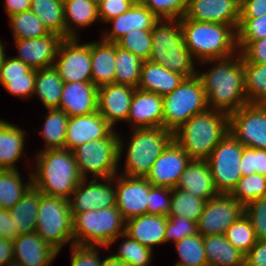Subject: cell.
<instances>
[{
  "mask_svg": "<svg viewBox=\"0 0 266 266\" xmlns=\"http://www.w3.org/2000/svg\"><path fill=\"white\" fill-rule=\"evenodd\" d=\"M203 62H217L210 71L197 73L205 90L208 109L230 114L249 104L245 93L244 62L240 52L238 56Z\"/></svg>",
  "mask_w": 266,
  "mask_h": 266,
  "instance_id": "obj_1",
  "label": "cell"
},
{
  "mask_svg": "<svg viewBox=\"0 0 266 266\" xmlns=\"http://www.w3.org/2000/svg\"><path fill=\"white\" fill-rule=\"evenodd\" d=\"M37 172L32 184L42 194L69 199L83 179L73 151L68 149L42 150L36 155Z\"/></svg>",
  "mask_w": 266,
  "mask_h": 266,
  "instance_id": "obj_2",
  "label": "cell"
},
{
  "mask_svg": "<svg viewBox=\"0 0 266 266\" xmlns=\"http://www.w3.org/2000/svg\"><path fill=\"white\" fill-rule=\"evenodd\" d=\"M228 132L229 114L207 109L178 128L174 140L192 160H207Z\"/></svg>",
  "mask_w": 266,
  "mask_h": 266,
  "instance_id": "obj_3",
  "label": "cell"
},
{
  "mask_svg": "<svg viewBox=\"0 0 266 266\" xmlns=\"http://www.w3.org/2000/svg\"><path fill=\"white\" fill-rule=\"evenodd\" d=\"M180 22L184 43L201 64L237 54V32L233 26L190 19H180Z\"/></svg>",
  "mask_w": 266,
  "mask_h": 266,
  "instance_id": "obj_4",
  "label": "cell"
},
{
  "mask_svg": "<svg viewBox=\"0 0 266 266\" xmlns=\"http://www.w3.org/2000/svg\"><path fill=\"white\" fill-rule=\"evenodd\" d=\"M150 61L179 73L185 78L197 75L191 52L187 49L181 22L178 19H159L151 30Z\"/></svg>",
  "mask_w": 266,
  "mask_h": 266,
  "instance_id": "obj_5",
  "label": "cell"
},
{
  "mask_svg": "<svg viewBox=\"0 0 266 266\" xmlns=\"http://www.w3.org/2000/svg\"><path fill=\"white\" fill-rule=\"evenodd\" d=\"M72 215L73 244L109 248L125 233L126 220L116 206Z\"/></svg>",
  "mask_w": 266,
  "mask_h": 266,
  "instance_id": "obj_6",
  "label": "cell"
},
{
  "mask_svg": "<svg viewBox=\"0 0 266 266\" xmlns=\"http://www.w3.org/2000/svg\"><path fill=\"white\" fill-rule=\"evenodd\" d=\"M127 147L123 175L146 177L156 159L174 141V133L157 128H136Z\"/></svg>",
  "mask_w": 266,
  "mask_h": 266,
  "instance_id": "obj_7",
  "label": "cell"
},
{
  "mask_svg": "<svg viewBox=\"0 0 266 266\" xmlns=\"http://www.w3.org/2000/svg\"><path fill=\"white\" fill-rule=\"evenodd\" d=\"M162 127L175 132L191 117L208 109L205 90L198 75L185 78L171 93L163 96Z\"/></svg>",
  "mask_w": 266,
  "mask_h": 266,
  "instance_id": "obj_8",
  "label": "cell"
},
{
  "mask_svg": "<svg viewBox=\"0 0 266 266\" xmlns=\"http://www.w3.org/2000/svg\"><path fill=\"white\" fill-rule=\"evenodd\" d=\"M115 130L107 137L86 142L73 150L79 173L86 179L87 172L93 178H111L117 174L122 155L123 141Z\"/></svg>",
  "mask_w": 266,
  "mask_h": 266,
  "instance_id": "obj_9",
  "label": "cell"
},
{
  "mask_svg": "<svg viewBox=\"0 0 266 266\" xmlns=\"http://www.w3.org/2000/svg\"><path fill=\"white\" fill-rule=\"evenodd\" d=\"M36 232L58 252L69 241L73 244V215L67 199L41 195Z\"/></svg>",
  "mask_w": 266,
  "mask_h": 266,
  "instance_id": "obj_10",
  "label": "cell"
},
{
  "mask_svg": "<svg viewBox=\"0 0 266 266\" xmlns=\"http://www.w3.org/2000/svg\"><path fill=\"white\" fill-rule=\"evenodd\" d=\"M243 148L228 132L208 157L207 162L219 194H231L242 177L240 161Z\"/></svg>",
  "mask_w": 266,
  "mask_h": 266,
  "instance_id": "obj_11",
  "label": "cell"
},
{
  "mask_svg": "<svg viewBox=\"0 0 266 266\" xmlns=\"http://www.w3.org/2000/svg\"><path fill=\"white\" fill-rule=\"evenodd\" d=\"M229 132L243 146L266 150V104L249 103L230 113Z\"/></svg>",
  "mask_w": 266,
  "mask_h": 266,
  "instance_id": "obj_12",
  "label": "cell"
},
{
  "mask_svg": "<svg viewBox=\"0 0 266 266\" xmlns=\"http://www.w3.org/2000/svg\"><path fill=\"white\" fill-rule=\"evenodd\" d=\"M57 56L53 67L64 83L92 82L91 42L79 45L77 38H65Z\"/></svg>",
  "mask_w": 266,
  "mask_h": 266,
  "instance_id": "obj_13",
  "label": "cell"
},
{
  "mask_svg": "<svg viewBox=\"0 0 266 266\" xmlns=\"http://www.w3.org/2000/svg\"><path fill=\"white\" fill-rule=\"evenodd\" d=\"M244 214V206L230 194H218L206 201L197 222V230L203 237L224 235L231 224Z\"/></svg>",
  "mask_w": 266,
  "mask_h": 266,
  "instance_id": "obj_14",
  "label": "cell"
},
{
  "mask_svg": "<svg viewBox=\"0 0 266 266\" xmlns=\"http://www.w3.org/2000/svg\"><path fill=\"white\" fill-rule=\"evenodd\" d=\"M86 180L80 181L68 199L72 214L116 206V186L112 185V182L116 181L115 176L102 179L104 183H99L98 178H93L88 184Z\"/></svg>",
  "mask_w": 266,
  "mask_h": 266,
  "instance_id": "obj_15",
  "label": "cell"
},
{
  "mask_svg": "<svg viewBox=\"0 0 266 266\" xmlns=\"http://www.w3.org/2000/svg\"><path fill=\"white\" fill-rule=\"evenodd\" d=\"M191 158L174 140L156 159L145 179L152 186L175 188Z\"/></svg>",
  "mask_w": 266,
  "mask_h": 266,
  "instance_id": "obj_16",
  "label": "cell"
},
{
  "mask_svg": "<svg viewBox=\"0 0 266 266\" xmlns=\"http://www.w3.org/2000/svg\"><path fill=\"white\" fill-rule=\"evenodd\" d=\"M116 181V207L125 220L147 214L149 182L145 177L121 175Z\"/></svg>",
  "mask_w": 266,
  "mask_h": 266,
  "instance_id": "obj_17",
  "label": "cell"
},
{
  "mask_svg": "<svg viewBox=\"0 0 266 266\" xmlns=\"http://www.w3.org/2000/svg\"><path fill=\"white\" fill-rule=\"evenodd\" d=\"M182 19L221 23L236 30L240 21V4L236 0H188Z\"/></svg>",
  "mask_w": 266,
  "mask_h": 266,
  "instance_id": "obj_18",
  "label": "cell"
},
{
  "mask_svg": "<svg viewBox=\"0 0 266 266\" xmlns=\"http://www.w3.org/2000/svg\"><path fill=\"white\" fill-rule=\"evenodd\" d=\"M19 53L15 58L21 60L31 69L51 67L57 57L60 43L64 40L61 35L49 33L34 39H14Z\"/></svg>",
  "mask_w": 266,
  "mask_h": 266,
  "instance_id": "obj_19",
  "label": "cell"
},
{
  "mask_svg": "<svg viewBox=\"0 0 266 266\" xmlns=\"http://www.w3.org/2000/svg\"><path fill=\"white\" fill-rule=\"evenodd\" d=\"M113 131V127L98 111L69 117L64 148L73 151L86 142L107 138Z\"/></svg>",
  "mask_w": 266,
  "mask_h": 266,
  "instance_id": "obj_20",
  "label": "cell"
},
{
  "mask_svg": "<svg viewBox=\"0 0 266 266\" xmlns=\"http://www.w3.org/2000/svg\"><path fill=\"white\" fill-rule=\"evenodd\" d=\"M136 88L107 84L98 87L97 111L113 127L117 121H127L130 104Z\"/></svg>",
  "mask_w": 266,
  "mask_h": 266,
  "instance_id": "obj_21",
  "label": "cell"
},
{
  "mask_svg": "<svg viewBox=\"0 0 266 266\" xmlns=\"http://www.w3.org/2000/svg\"><path fill=\"white\" fill-rule=\"evenodd\" d=\"M98 87L92 82L64 83L59 109L69 117L89 115L97 111Z\"/></svg>",
  "mask_w": 266,
  "mask_h": 266,
  "instance_id": "obj_22",
  "label": "cell"
},
{
  "mask_svg": "<svg viewBox=\"0 0 266 266\" xmlns=\"http://www.w3.org/2000/svg\"><path fill=\"white\" fill-rule=\"evenodd\" d=\"M162 105V96L136 88L131 100L127 122L133 123V129L162 127Z\"/></svg>",
  "mask_w": 266,
  "mask_h": 266,
  "instance_id": "obj_23",
  "label": "cell"
},
{
  "mask_svg": "<svg viewBox=\"0 0 266 266\" xmlns=\"http://www.w3.org/2000/svg\"><path fill=\"white\" fill-rule=\"evenodd\" d=\"M13 244L14 259L25 266H49L59 253L37 232L19 235Z\"/></svg>",
  "mask_w": 266,
  "mask_h": 266,
  "instance_id": "obj_24",
  "label": "cell"
},
{
  "mask_svg": "<svg viewBox=\"0 0 266 266\" xmlns=\"http://www.w3.org/2000/svg\"><path fill=\"white\" fill-rule=\"evenodd\" d=\"M159 19L145 6L136 1L125 13L108 21L113 29L105 33L102 40L116 43L126 33L132 30H152Z\"/></svg>",
  "mask_w": 266,
  "mask_h": 266,
  "instance_id": "obj_25",
  "label": "cell"
},
{
  "mask_svg": "<svg viewBox=\"0 0 266 266\" xmlns=\"http://www.w3.org/2000/svg\"><path fill=\"white\" fill-rule=\"evenodd\" d=\"M176 188L183 189L194 197L206 201L219 194L207 160H191Z\"/></svg>",
  "mask_w": 266,
  "mask_h": 266,
  "instance_id": "obj_26",
  "label": "cell"
},
{
  "mask_svg": "<svg viewBox=\"0 0 266 266\" xmlns=\"http://www.w3.org/2000/svg\"><path fill=\"white\" fill-rule=\"evenodd\" d=\"M166 226L167 216L144 214L126 220L125 234L153 249V245L165 243Z\"/></svg>",
  "mask_w": 266,
  "mask_h": 266,
  "instance_id": "obj_27",
  "label": "cell"
},
{
  "mask_svg": "<svg viewBox=\"0 0 266 266\" xmlns=\"http://www.w3.org/2000/svg\"><path fill=\"white\" fill-rule=\"evenodd\" d=\"M184 79L183 75L147 60L143 61L137 88L163 97L175 90Z\"/></svg>",
  "mask_w": 266,
  "mask_h": 266,
  "instance_id": "obj_28",
  "label": "cell"
},
{
  "mask_svg": "<svg viewBox=\"0 0 266 266\" xmlns=\"http://www.w3.org/2000/svg\"><path fill=\"white\" fill-rule=\"evenodd\" d=\"M92 83L96 87L114 83L115 43L100 40L91 43Z\"/></svg>",
  "mask_w": 266,
  "mask_h": 266,
  "instance_id": "obj_29",
  "label": "cell"
},
{
  "mask_svg": "<svg viewBox=\"0 0 266 266\" xmlns=\"http://www.w3.org/2000/svg\"><path fill=\"white\" fill-rule=\"evenodd\" d=\"M42 193L33 185L10 209V215L19 235L36 232L38 209Z\"/></svg>",
  "mask_w": 266,
  "mask_h": 266,
  "instance_id": "obj_30",
  "label": "cell"
},
{
  "mask_svg": "<svg viewBox=\"0 0 266 266\" xmlns=\"http://www.w3.org/2000/svg\"><path fill=\"white\" fill-rule=\"evenodd\" d=\"M208 266H245V255L225 235L203 237Z\"/></svg>",
  "mask_w": 266,
  "mask_h": 266,
  "instance_id": "obj_31",
  "label": "cell"
},
{
  "mask_svg": "<svg viewBox=\"0 0 266 266\" xmlns=\"http://www.w3.org/2000/svg\"><path fill=\"white\" fill-rule=\"evenodd\" d=\"M25 131L0 119V170H15L24 149Z\"/></svg>",
  "mask_w": 266,
  "mask_h": 266,
  "instance_id": "obj_32",
  "label": "cell"
},
{
  "mask_svg": "<svg viewBox=\"0 0 266 266\" xmlns=\"http://www.w3.org/2000/svg\"><path fill=\"white\" fill-rule=\"evenodd\" d=\"M65 38H78L73 25L87 27L99 19L98 6L91 0H63Z\"/></svg>",
  "mask_w": 266,
  "mask_h": 266,
  "instance_id": "obj_33",
  "label": "cell"
},
{
  "mask_svg": "<svg viewBox=\"0 0 266 266\" xmlns=\"http://www.w3.org/2000/svg\"><path fill=\"white\" fill-rule=\"evenodd\" d=\"M63 86L64 82L53 66L36 70L34 93L45 108L59 109Z\"/></svg>",
  "mask_w": 266,
  "mask_h": 266,
  "instance_id": "obj_34",
  "label": "cell"
},
{
  "mask_svg": "<svg viewBox=\"0 0 266 266\" xmlns=\"http://www.w3.org/2000/svg\"><path fill=\"white\" fill-rule=\"evenodd\" d=\"M30 10L42 21L49 33L65 39L63 0H31Z\"/></svg>",
  "mask_w": 266,
  "mask_h": 266,
  "instance_id": "obj_35",
  "label": "cell"
},
{
  "mask_svg": "<svg viewBox=\"0 0 266 266\" xmlns=\"http://www.w3.org/2000/svg\"><path fill=\"white\" fill-rule=\"evenodd\" d=\"M143 60L115 43V84L137 88Z\"/></svg>",
  "mask_w": 266,
  "mask_h": 266,
  "instance_id": "obj_36",
  "label": "cell"
},
{
  "mask_svg": "<svg viewBox=\"0 0 266 266\" xmlns=\"http://www.w3.org/2000/svg\"><path fill=\"white\" fill-rule=\"evenodd\" d=\"M29 177V182L23 184L17 169L0 170V204L3 209L13 208L33 185L32 174Z\"/></svg>",
  "mask_w": 266,
  "mask_h": 266,
  "instance_id": "obj_37",
  "label": "cell"
},
{
  "mask_svg": "<svg viewBox=\"0 0 266 266\" xmlns=\"http://www.w3.org/2000/svg\"><path fill=\"white\" fill-rule=\"evenodd\" d=\"M245 93L249 103L266 104V63H250L243 58Z\"/></svg>",
  "mask_w": 266,
  "mask_h": 266,
  "instance_id": "obj_38",
  "label": "cell"
},
{
  "mask_svg": "<svg viewBox=\"0 0 266 266\" xmlns=\"http://www.w3.org/2000/svg\"><path fill=\"white\" fill-rule=\"evenodd\" d=\"M47 110L45 124L42 126L43 130L41 131V136L46 143V148L43 149H63L69 116L58 108Z\"/></svg>",
  "mask_w": 266,
  "mask_h": 266,
  "instance_id": "obj_39",
  "label": "cell"
},
{
  "mask_svg": "<svg viewBox=\"0 0 266 266\" xmlns=\"http://www.w3.org/2000/svg\"><path fill=\"white\" fill-rule=\"evenodd\" d=\"M206 200L194 197L187 191L180 188L172 189L171 207L168 217L183 216L194 222H198L204 210Z\"/></svg>",
  "mask_w": 266,
  "mask_h": 266,
  "instance_id": "obj_40",
  "label": "cell"
},
{
  "mask_svg": "<svg viewBox=\"0 0 266 266\" xmlns=\"http://www.w3.org/2000/svg\"><path fill=\"white\" fill-rule=\"evenodd\" d=\"M14 39H34L49 34L32 10L9 16Z\"/></svg>",
  "mask_w": 266,
  "mask_h": 266,
  "instance_id": "obj_41",
  "label": "cell"
},
{
  "mask_svg": "<svg viewBox=\"0 0 266 266\" xmlns=\"http://www.w3.org/2000/svg\"><path fill=\"white\" fill-rule=\"evenodd\" d=\"M180 260L179 266H208L203 236L199 233L175 242Z\"/></svg>",
  "mask_w": 266,
  "mask_h": 266,
  "instance_id": "obj_42",
  "label": "cell"
},
{
  "mask_svg": "<svg viewBox=\"0 0 266 266\" xmlns=\"http://www.w3.org/2000/svg\"><path fill=\"white\" fill-rule=\"evenodd\" d=\"M224 235L226 239L244 255H246L257 242L254 229L245 214L237 221L233 222Z\"/></svg>",
  "mask_w": 266,
  "mask_h": 266,
  "instance_id": "obj_43",
  "label": "cell"
},
{
  "mask_svg": "<svg viewBox=\"0 0 266 266\" xmlns=\"http://www.w3.org/2000/svg\"><path fill=\"white\" fill-rule=\"evenodd\" d=\"M230 195L240 204L246 206L250 202L266 195V177L257 173L242 176Z\"/></svg>",
  "mask_w": 266,
  "mask_h": 266,
  "instance_id": "obj_44",
  "label": "cell"
},
{
  "mask_svg": "<svg viewBox=\"0 0 266 266\" xmlns=\"http://www.w3.org/2000/svg\"><path fill=\"white\" fill-rule=\"evenodd\" d=\"M121 237L126 239L120 244L118 253L114 254V257L121 259L129 266H148L151 263L153 249L140 244L125 233Z\"/></svg>",
  "mask_w": 266,
  "mask_h": 266,
  "instance_id": "obj_45",
  "label": "cell"
},
{
  "mask_svg": "<svg viewBox=\"0 0 266 266\" xmlns=\"http://www.w3.org/2000/svg\"><path fill=\"white\" fill-rule=\"evenodd\" d=\"M117 46L127 50L143 61L150 59L152 52L151 30H132L116 42Z\"/></svg>",
  "mask_w": 266,
  "mask_h": 266,
  "instance_id": "obj_46",
  "label": "cell"
},
{
  "mask_svg": "<svg viewBox=\"0 0 266 266\" xmlns=\"http://www.w3.org/2000/svg\"><path fill=\"white\" fill-rule=\"evenodd\" d=\"M145 5L158 19H182L188 0H137Z\"/></svg>",
  "mask_w": 266,
  "mask_h": 266,
  "instance_id": "obj_47",
  "label": "cell"
},
{
  "mask_svg": "<svg viewBox=\"0 0 266 266\" xmlns=\"http://www.w3.org/2000/svg\"><path fill=\"white\" fill-rule=\"evenodd\" d=\"M36 79V69L15 57L4 58L0 68V83L5 86L9 80Z\"/></svg>",
  "mask_w": 266,
  "mask_h": 266,
  "instance_id": "obj_48",
  "label": "cell"
},
{
  "mask_svg": "<svg viewBox=\"0 0 266 266\" xmlns=\"http://www.w3.org/2000/svg\"><path fill=\"white\" fill-rule=\"evenodd\" d=\"M257 240H266V195L244 206Z\"/></svg>",
  "mask_w": 266,
  "mask_h": 266,
  "instance_id": "obj_49",
  "label": "cell"
},
{
  "mask_svg": "<svg viewBox=\"0 0 266 266\" xmlns=\"http://www.w3.org/2000/svg\"><path fill=\"white\" fill-rule=\"evenodd\" d=\"M172 189L168 187L152 186L149 183V201L147 203V214L169 215L171 207Z\"/></svg>",
  "mask_w": 266,
  "mask_h": 266,
  "instance_id": "obj_50",
  "label": "cell"
},
{
  "mask_svg": "<svg viewBox=\"0 0 266 266\" xmlns=\"http://www.w3.org/2000/svg\"><path fill=\"white\" fill-rule=\"evenodd\" d=\"M198 234L197 223L183 216L167 217L165 243L173 240L174 243L185 237Z\"/></svg>",
  "mask_w": 266,
  "mask_h": 266,
  "instance_id": "obj_51",
  "label": "cell"
},
{
  "mask_svg": "<svg viewBox=\"0 0 266 266\" xmlns=\"http://www.w3.org/2000/svg\"><path fill=\"white\" fill-rule=\"evenodd\" d=\"M237 41H254L266 37V14L257 18H240Z\"/></svg>",
  "mask_w": 266,
  "mask_h": 266,
  "instance_id": "obj_52",
  "label": "cell"
},
{
  "mask_svg": "<svg viewBox=\"0 0 266 266\" xmlns=\"http://www.w3.org/2000/svg\"><path fill=\"white\" fill-rule=\"evenodd\" d=\"M70 266H103L104 260L98 256L97 246H83L72 244Z\"/></svg>",
  "mask_w": 266,
  "mask_h": 266,
  "instance_id": "obj_53",
  "label": "cell"
},
{
  "mask_svg": "<svg viewBox=\"0 0 266 266\" xmlns=\"http://www.w3.org/2000/svg\"><path fill=\"white\" fill-rule=\"evenodd\" d=\"M242 57L250 63H266V37L254 41H237Z\"/></svg>",
  "mask_w": 266,
  "mask_h": 266,
  "instance_id": "obj_54",
  "label": "cell"
},
{
  "mask_svg": "<svg viewBox=\"0 0 266 266\" xmlns=\"http://www.w3.org/2000/svg\"><path fill=\"white\" fill-rule=\"evenodd\" d=\"M137 0H104L98 5L99 20L108 22L125 13Z\"/></svg>",
  "mask_w": 266,
  "mask_h": 266,
  "instance_id": "obj_55",
  "label": "cell"
},
{
  "mask_svg": "<svg viewBox=\"0 0 266 266\" xmlns=\"http://www.w3.org/2000/svg\"><path fill=\"white\" fill-rule=\"evenodd\" d=\"M36 79L9 80L4 88L15 96L28 98L33 95Z\"/></svg>",
  "mask_w": 266,
  "mask_h": 266,
  "instance_id": "obj_56",
  "label": "cell"
},
{
  "mask_svg": "<svg viewBox=\"0 0 266 266\" xmlns=\"http://www.w3.org/2000/svg\"><path fill=\"white\" fill-rule=\"evenodd\" d=\"M245 266H266V240H257L245 255Z\"/></svg>",
  "mask_w": 266,
  "mask_h": 266,
  "instance_id": "obj_57",
  "label": "cell"
},
{
  "mask_svg": "<svg viewBox=\"0 0 266 266\" xmlns=\"http://www.w3.org/2000/svg\"><path fill=\"white\" fill-rule=\"evenodd\" d=\"M266 14V0H245L240 4V18H257Z\"/></svg>",
  "mask_w": 266,
  "mask_h": 266,
  "instance_id": "obj_58",
  "label": "cell"
},
{
  "mask_svg": "<svg viewBox=\"0 0 266 266\" xmlns=\"http://www.w3.org/2000/svg\"><path fill=\"white\" fill-rule=\"evenodd\" d=\"M15 227L10 210L2 208L0 210V237L14 241L19 236Z\"/></svg>",
  "mask_w": 266,
  "mask_h": 266,
  "instance_id": "obj_59",
  "label": "cell"
},
{
  "mask_svg": "<svg viewBox=\"0 0 266 266\" xmlns=\"http://www.w3.org/2000/svg\"><path fill=\"white\" fill-rule=\"evenodd\" d=\"M240 171L242 176L256 174L254 169V148L244 146L240 161Z\"/></svg>",
  "mask_w": 266,
  "mask_h": 266,
  "instance_id": "obj_60",
  "label": "cell"
},
{
  "mask_svg": "<svg viewBox=\"0 0 266 266\" xmlns=\"http://www.w3.org/2000/svg\"><path fill=\"white\" fill-rule=\"evenodd\" d=\"M14 259L13 241L0 237V266H6Z\"/></svg>",
  "mask_w": 266,
  "mask_h": 266,
  "instance_id": "obj_61",
  "label": "cell"
},
{
  "mask_svg": "<svg viewBox=\"0 0 266 266\" xmlns=\"http://www.w3.org/2000/svg\"><path fill=\"white\" fill-rule=\"evenodd\" d=\"M5 10L8 17L30 10L31 0H5Z\"/></svg>",
  "mask_w": 266,
  "mask_h": 266,
  "instance_id": "obj_62",
  "label": "cell"
},
{
  "mask_svg": "<svg viewBox=\"0 0 266 266\" xmlns=\"http://www.w3.org/2000/svg\"><path fill=\"white\" fill-rule=\"evenodd\" d=\"M254 169L266 177V150L254 148Z\"/></svg>",
  "mask_w": 266,
  "mask_h": 266,
  "instance_id": "obj_63",
  "label": "cell"
},
{
  "mask_svg": "<svg viewBox=\"0 0 266 266\" xmlns=\"http://www.w3.org/2000/svg\"><path fill=\"white\" fill-rule=\"evenodd\" d=\"M103 266H129V265L123 262L121 259H118L113 255H110L109 257L104 259Z\"/></svg>",
  "mask_w": 266,
  "mask_h": 266,
  "instance_id": "obj_64",
  "label": "cell"
},
{
  "mask_svg": "<svg viewBox=\"0 0 266 266\" xmlns=\"http://www.w3.org/2000/svg\"><path fill=\"white\" fill-rule=\"evenodd\" d=\"M5 52H4V47L2 45V42L0 41V68L1 65L3 64L4 58H5Z\"/></svg>",
  "mask_w": 266,
  "mask_h": 266,
  "instance_id": "obj_65",
  "label": "cell"
},
{
  "mask_svg": "<svg viewBox=\"0 0 266 266\" xmlns=\"http://www.w3.org/2000/svg\"><path fill=\"white\" fill-rule=\"evenodd\" d=\"M7 266H25V265H23L20 261L13 259L7 264Z\"/></svg>",
  "mask_w": 266,
  "mask_h": 266,
  "instance_id": "obj_66",
  "label": "cell"
},
{
  "mask_svg": "<svg viewBox=\"0 0 266 266\" xmlns=\"http://www.w3.org/2000/svg\"><path fill=\"white\" fill-rule=\"evenodd\" d=\"M92 2H94L97 6L102 3L104 0H91Z\"/></svg>",
  "mask_w": 266,
  "mask_h": 266,
  "instance_id": "obj_67",
  "label": "cell"
},
{
  "mask_svg": "<svg viewBox=\"0 0 266 266\" xmlns=\"http://www.w3.org/2000/svg\"><path fill=\"white\" fill-rule=\"evenodd\" d=\"M239 4H242L245 0H236Z\"/></svg>",
  "mask_w": 266,
  "mask_h": 266,
  "instance_id": "obj_68",
  "label": "cell"
}]
</instances>
